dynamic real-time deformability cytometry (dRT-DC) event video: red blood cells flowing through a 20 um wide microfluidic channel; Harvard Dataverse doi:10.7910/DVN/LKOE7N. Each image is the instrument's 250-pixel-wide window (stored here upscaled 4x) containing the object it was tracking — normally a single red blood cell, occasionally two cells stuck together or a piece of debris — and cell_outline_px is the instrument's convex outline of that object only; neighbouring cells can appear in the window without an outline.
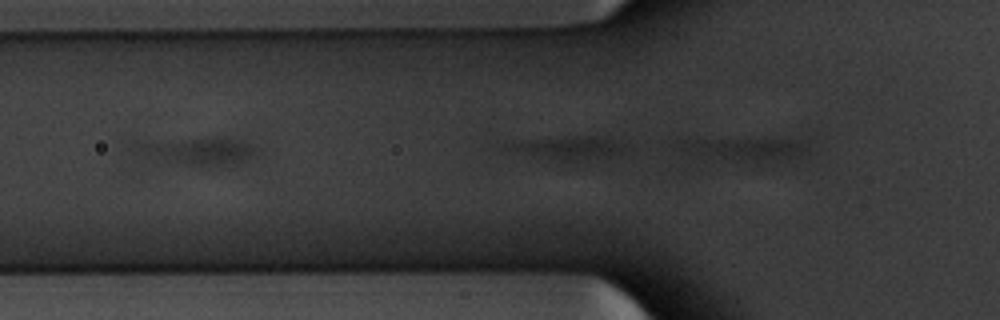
{"species": "common noctule bat (a hibernating species)", "species_latin": "Nyctalus noctula", "temperature_condition": "warm", "stored_images_in_passage": 3, "segment_of_instrument_passage": [1, 2], "camera_frame_rate_fps": 3000, "um_per_image_px": 0.085, "animal": {"sex": "male", "body_mass_g": 20.1, "forearm_length_mm": 53.5}, "frame": {"image": 1, "passage_image": 2, "time_ms": 0.333, "image_size_px": [1000, 320], "cell_outline_px": [[632, 148], [624, 156], [576, 160], [536, 160], [500, 152], [492, 144], [508, 140], [572, 136], [612, 136], [628, 140]], "centroid_in_image_um": [48.12, 12.56], "position_along_channel_um": 77.7, "area_um2": 19.31}}